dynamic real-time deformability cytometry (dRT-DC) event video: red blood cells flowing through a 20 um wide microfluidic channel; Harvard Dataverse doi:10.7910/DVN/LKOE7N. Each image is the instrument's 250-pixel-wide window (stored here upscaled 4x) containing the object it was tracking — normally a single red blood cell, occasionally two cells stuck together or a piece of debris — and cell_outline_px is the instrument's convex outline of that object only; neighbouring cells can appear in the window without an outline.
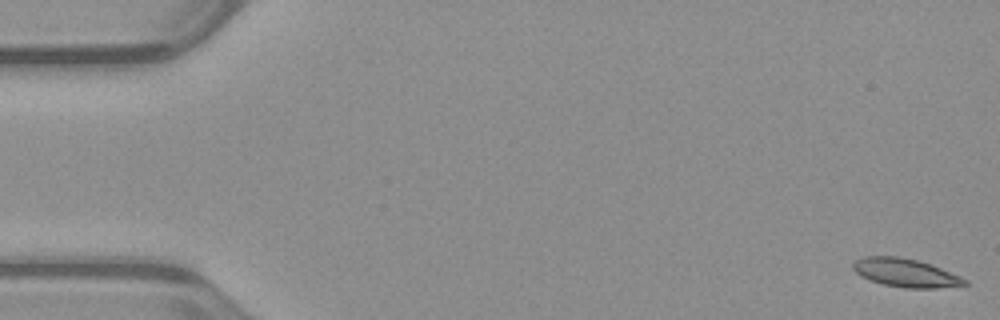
{"species": "common noctule bat (a hibernating species)", "species_latin": "Nyctalus noctula", "temperature_condition": "warm", "stored_images_in_passage": 52, "camera_frame_rate_fps": 3000, "um_per_image_px": 0.085, "animal": {"sex": "male", "body_mass_g": 23.1, "forearm_length_mm": 52.7}, "frame": {"image": 1, "passage_image": 1, "time_ms": 0.0, "image_size_px": [1000, 320], "cell_outline_px": [[968, 284], [936, 288], [904, 288], [884, 284], [860, 276], [852, 268], [852, 264], [856, 260], [864, 256], [896, 256], [916, 260], [940, 268], [960, 276], [968, 280]], "centroid_in_image_um": [76.95, 23.19], "position_along_channel_um": 8.0, "area_um2": 18.21}}
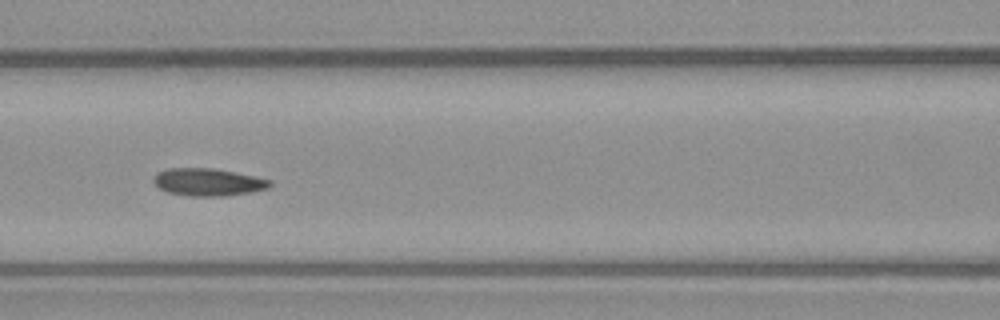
{"frame": {"image": 2, "passage_image": 23, "time_ms": 7.333, "image_size_px": [1000, 320], "cell_outline_px": [[272, 184], [268, 188], [252, 192], [224, 196], [188, 196], [168, 192], [160, 188], [152, 180], [156, 172], [168, 168], [212, 168], [272, 180]], "centroid_in_image_um": [17.66, 15.48], "position_along_channel_um": 148.9, "area_um2": 18.55}}
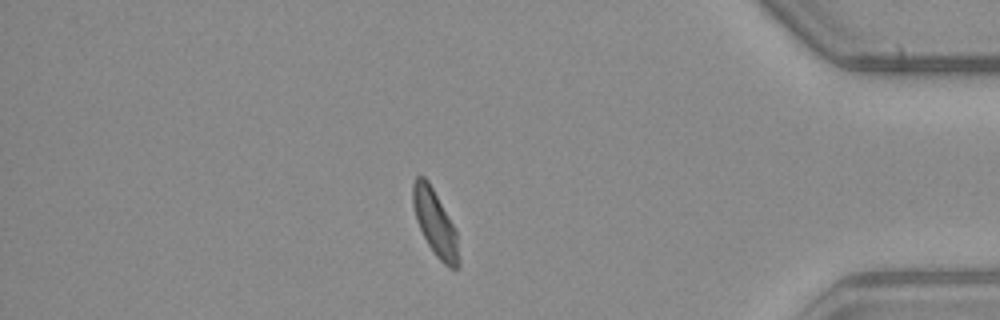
{"frame": {"image": 3, "passage_image": 45, "time_ms": 14.667, "image_size_px": [1000, 320], "cell_outline_px": [[460, 264], [456, 268], [448, 268], [436, 256], [428, 244], [416, 220], [412, 204], [412, 184], [416, 176], [424, 176], [428, 180], [452, 224], [456, 232], [460, 260]], "centroid_in_image_um": [36.97, 18.95], "position_along_channel_um": 398.2, "area_um2": 17.34}, "authors_computed_cell_mechanics": {"area_um2": 18.3226, "velocity_mm_per_s": 3.9263, "shape_relaxation_time_tau1_ms": 3.6013, "shape_relaxation_time_tau2_ms": 1.7381, "deformation_change_tau1": 0.1163, "deformation_change_tau2": 0.0664}}